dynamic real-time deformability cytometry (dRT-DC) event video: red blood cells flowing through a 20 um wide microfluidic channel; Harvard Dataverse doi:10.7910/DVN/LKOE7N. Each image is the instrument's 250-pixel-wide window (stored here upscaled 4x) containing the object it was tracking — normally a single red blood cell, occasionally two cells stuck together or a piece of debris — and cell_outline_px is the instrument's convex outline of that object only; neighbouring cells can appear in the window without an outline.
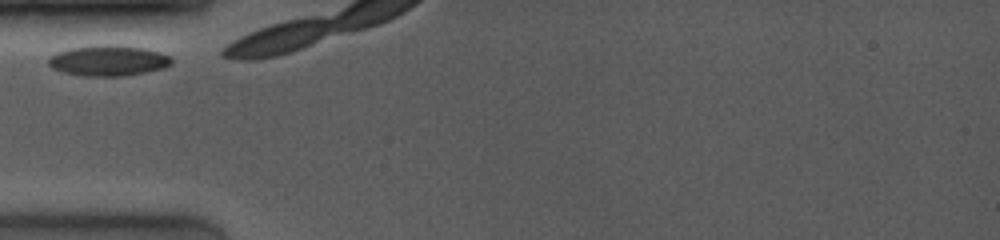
{"species": "common noctule bat (a hibernating species)", "species_latin": "Nyctalus noctula", "temperature_condition": "room temperature", "stored_images_in_passage": 3, "camera_frame_rate_fps": 4000, "um_per_image_px": 0.085, "animal": {"sex": "female", "body_mass_g": 19.0, "forearm_length_mm": 53.3}, "frame": {"image": 1, "passage_image": 1, "time_ms": 0.0, "image_size_px": [1000, 240], "cell_outline_px": [[172, 64], [164, 68], [124, 76], [80, 76], [60, 72], [52, 68], [48, 64], [48, 60], [56, 52], [68, 48], [104, 44], [116, 44], [144, 48], [160, 52], [172, 56]], "centroid_in_image_um": [9.2, 5.15], "position_along_channel_um": 75.8, "area_um2": 22.31}}